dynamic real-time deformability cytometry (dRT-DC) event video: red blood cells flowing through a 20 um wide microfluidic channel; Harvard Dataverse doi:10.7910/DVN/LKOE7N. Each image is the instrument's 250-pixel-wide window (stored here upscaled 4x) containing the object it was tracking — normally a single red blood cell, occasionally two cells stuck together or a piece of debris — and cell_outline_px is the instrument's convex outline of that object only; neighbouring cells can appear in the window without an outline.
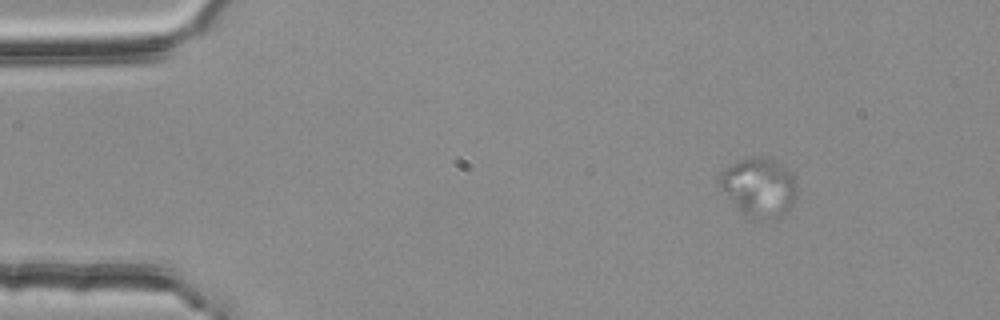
{"species": "common noctule bat (a hibernating species)", "species_latin": "Nyctalus noctula", "temperature_condition": "room temperature", "stored_images_in_passage": 49, "camera_frame_rate_fps": 3000, "um_per_image_px": 0.085, "animal": {"sex": "female", "body_mass_g": 25.1}, "frame": {"image": 1, "passage_image": 1, "time_ms": 0.0, "image_size_px": [1000, 320], "cell_outline_px": [[796, 196], [792, 204], [776, 220], [764, 224], [748, 220], [740, 212], [716, 180], [720, 172], [744, 160], [772, 160], [792, 172], [796, 176]], "centroid_in_image_um": [64.55, 16.06], "position_along_channel_um": 20.5, "area_um2": 26.41}}
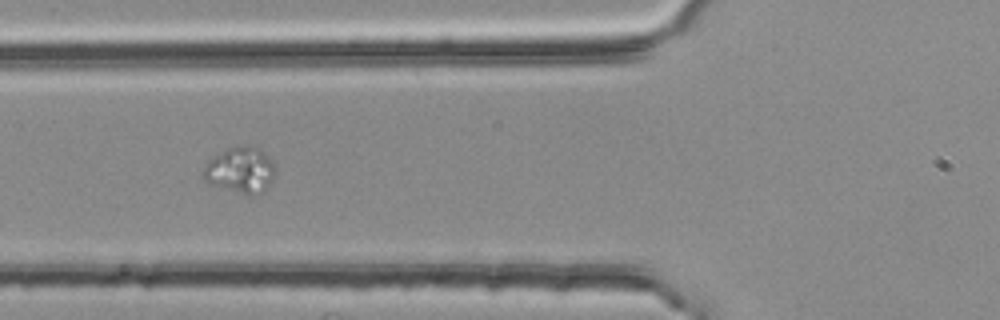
{"frame": {"image": 2, "passage_image": 15, "time_ms": 4.667, "image_size_px": [1000, 320], "cell_outline_px": [[276, 168], [272, 180], [264, 188], [252, 196], [248, 196], [208, 184], [204, 180], [204, 164], [212, 156], [228, 148], [244, 144], [252, 144], [264, 152], [272, 160]], "centroid_in_image_um": [20.41, 14.43], "position_along_channel_um": 105.4, "area_um2": 19.54}}